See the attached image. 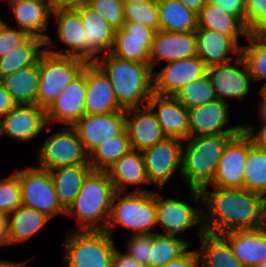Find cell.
Instances as JSON below:
<instances>
[{
	"mask_svg": "<svg viewBox=\"0 0 266 267\" xmlns=\"http://www.w3.org/2000/svg\"><path fill=\"white\" fill-rule=\"evenodd\" d=\"M227 13L237 17L245 25V0H207Z\"/></svg>",
	"mask_w": 266,
	"mask_h": 267,
	"instance_id": "c3c4849f",
	"label": "cell"
},
{
	"mask_svg": "<svg viewBox=\"0 0 266 267\" xmlns=\"http://www.w3.org/2000/svg\"><path fill=\"white\" fill-rule=\"evenodd\" d=\"M235 135H206L183 140L181 174L190 189L208 188L226 144ZM186 140L189 142L184 146Z\"/></svg>",
	"mask_w": 266,
	"mask_h": 267,
	"instance_id": "277c9868",
	"label": "cell"
},
{
	"mask_svg": "<svg viewBox=\"0 0 266 267\" xmlns=\"http://www.w3.org/2000/svg\"><path fill=\"white\" fill-rule=\"evenodd\" d=\"M197 56L195 31L155 33L150 51V65L154 71L157 63H166Z\"/></svg>",
	"mask_w": 266,
	"mask_h": 267,
	"instance_id": "603a6c76",
	"label": "cell"
},
{
	"mask_svg": "<svg viewBox=\"0 0 266 267\" xmlns=\"http://www.w3.org/2000/svg\"><path fill=\"white\" fill-rule=\"evenodd\" d=\"M126 253L144 267H149L153 234H130Z\"/></svg>",
	"mask_w": 266,
	"mask_h": 267,
	"instance_id": "f6af8a7d",
	"label": "cell"
},
{
	"mask_svg": "<svg viewBox=\"0 0 266 267\" xmlns=\"http://www.w3.org/2000/svg\"><path fill=\"white\" fill-rule=\"evenodd\" d=\"M96 64L109 78L115 98L124 110L147 106L154 94L150 64L121 59L110 52L102 55Z\"/></svg>",
	"mask_w": 266,
	"mask_h": 267,
	"instance_id": "7a4b0ae2",
	"label": "cell"
},
{
	"mask_svg": "<svg viewBox=\"0 0 266 267\" xmlns=\"http://www.w3.org/2000/svg\"><path fill=\"white\" fill-rule=\"evenodd\" d=\"M229 103L216 99L212 102L188 109L189 137L239 134L242 125L224 130V125L229 123Z\"/></svg>",
	"mask_w": 266,
	"mask_h": 267,
	"instance_id": "9a60e30c",
	"label": "cell"
},
{
	"mask_svg": "<svg viewBox=\"0 0 266 267\" xmlns=\"http://www.w3.org/2000/svg\"><path fill=\"white\" fill-rule=\"evenodd\" d=\"M252 145L251 139L243 131L226 144L217 165L215 177L210 183L213 185L212 187L244 188V168L248 149Z\"/></svg>",
	"mask_w": 266,
	"mask_h": 267,
	"instance_id": "8fae6325",
	"label": "cell"
},
{
	"mask_svg": "<svg viewBox=\"0 0 266 267\" xmlns=\"http://www.w3.org/2000/svg\"><path fill=\"white\" fill-rule=\"evenodd\" d=\"M191 242L182 236L159 234L154 232L151 241L149 267H162L181 256Z\"/></svg>",
	"mask_w": 266,
	"mask_h": 267,
	"instance_id": "74e56055",
	"label": "cell"
},
{
	"mask_svg": "<svg viewBox=\"0 0 266 267\" xmlns=\"http://www.w3.org/2000/svg\"><path fill=\"white\" fill-rule=\"evenodd\" d=\"M124 3H148V2H157V0H123Z\"/></svg>",
	"mask_w": 266,
	"mask_h": 267,
	"instance_id": "6125c7cd",
	"label": "cell"
},
{
	"mask_svg": "<svg viewBox=\"0 0 266 267\" xmlns=\"http://www.w3.org/2000/svg\"><path fill=\"white\" fill-rule=\"evenodd\" d=\"M26 264V261L17 262L0 259V267H26Z\"/></svg>",
	"mask_w": 266,
	"mask_h": 267,
	"instance_id": "91938a15",
	"label": "cell"
},
{
	"mask_svg": "<svg viewBox=\"0 0 266 267\" xmlns=\"http://www.w3.org/2000/svg\"><path fill=\"white\" fill-rule=\"evenodd\" d=\"M56 24H58L57 35L64 45L70 48L46 51L56 56L77 57L84 60L85 28L80 14L75 9H56L52 11ZM67 52V53H64Z\"/></svg>",
	"mask_w": 266,
	"mask_h": 267,
	"instance_id": "484cf974",
	"label": "cell"
},
{
	"mask_svg": "<svg viewBox=\"0 0 266 267\" xmlns=\"http://www.w3.org/2000/svg\"><path fill=\"white\" fill-rule=\"evenodd\" d=\"M17 103L0 82V119L4 117Z\"/></svg>",
	"mask_w": 266,
	"mask_h": 267,
	"instance_id": "f5cc1de1",
	"label": "cell"
},
{
	"mask_svg": "<svg viewBox=\"0 0 266 267\" xmlns=\"http://www.w3.org/2000/svg\"><path fill=\"white\" fill-rule=\"evenodd\" d=\"M91 170L90 164L63 166L49 170L58 201L65 210L74 202L85 177Z\"/></svg>",
	"mask_w": 266,
	"mask_h": 267,
	"instance_id": "4dcf8cb0",
	"label": "cell"
},
{
	"mask_svg": "<svg viewBox=\"0 0 266 267\" xmlns=\"http://www.w3.org/2000/svg\"><path fill=\"white\" fill-rule=\"evenodd\" d=\"M244 188L266 196V151L252 145L244 168Z\"/></svg>",
	"mask_w": 266,
	"mask_h": 267,
	"instance_id": "f35d334b",
	"label": "cell"
},
{
	"mask_svg": "<svg viewBox=\"0 0 266 267\" xmlns=\"http://www.w3.org/2000/svg\"><path fill=\"white\" fill-rule=\"evenodd\" d=\"M123 193L114 195L105 231L111 235L113 227L123 226L133 231L131 234H153L151 229L157 226L156 191Z\"/></svg>",
	"mask_w": 266,
	"mask_h": 267,
	"instance_id": "5b68a950",
	"label": "cell"
},
{
	"mask_svg": "<svg viewBox=\"0 0 266 267\" xmlns=\"http://www.w3.org/2000/svg\"><path fill=\"white\" fill-rule=\"evenodd\" d=\"M40 73L39 60L31 66L18 70L0 79L17 104H36Z\"/></svg>",
	"mask_w": 266,
	"mask_h": 267,
	"instance_id": "836d02e7",
	"label": "cell"
},
{
	"mask_svg": "<svg viewBox=\"0 0 266 267\" xmlns=\"http://www.w3.org/2000/svg\"><path fill=\"white\" fill-rule=\"evenodd\" d=\"M242 131L251 139L254 146L266 151V123H263L258 129L247 124H242Z\"/></svg>",
	"mask_w": 266,
	"mask_h": 267,
	"instance_id": "681fc988",
	"label": "cell"
},
{
	"mask_svg": "<svg viewBox=\"0 0 266 267\" xmlns=\"http://www.w3.org/2000/svg\"><path fill=\"white\" fill-rule=\"evenodd\" d=\"M253 33L266 42V20L261 23L254 31Z\"/></svg>",
	"mask_w": 266,
	"mask_h": 267,
	"instance_id": "680465c9",
	"label": "cell"
},
{
	"mask_svg": "<svg viewBox=\"0 0 266 267\" xmlns=\"http://www.w3.org/2000/svg\"><path fill=\"white\" fill-rule=\"evenodd\" d=\"M206 72L207 67L198 56L169 62L161 71H153L154 94L174 96L184 85Z\"/></svg>",
	"mask_w": 266,
	"mask_h": 267,
	"instance_id": "ac0fdd59",
	"label": "cell"
},
{
	"mask_svg": "<svg viewBox=\"0 0 266 267\" xmlns=\"http://www.w3.org/2000/svg\"><path fill=\"white\" fill-rule=\"evenodd\" d=\"M75 10L80 14L85 28L84 61L96 63L100 59L101 52L105 55L112 48L116 29L88 5Z\"/></svg>",
	"mask_w": 266,
	"mask_h": 267,
	"instance_id": "d6986e66",
	"label": "cell"
},
{
	"mask_svg": "<svg viewBox=\"0 0 266 267\" xmlns=\"http://www.w3.org/2000/svg\"><path fill=\"white\" fill-rule=\"evenodd\" d=\"M36 158L38 167L48 171L63 166L89 164V154L72 126L44 140Z\"/></svg>",
	"mask_w": 266,
	"mask_h": 267,
	"instance_id": "9c48e42d",
	"label": "cell"
},
{
	"mask_svg": "<svg viewBox=\"0 0 266 267\" xmlns=\"http://www.w3.org/2000/svg\"><path fill=\"white\" fill-rule=\"evenodd\" d=\"M213 188L215 192L208 191L207 187L190 189L193 201H202L210 212L206 215L203 211L205 232L222 235L234 230L261 228L263 195L245 188Z\"/></svg>",
	"mask_w": 266,
	"mask_h": 267,
	"instance_id": "6da1fadb",
	"label": "cell"
},
{
	"mask_svg": "<svg viewBox=\"0 0 266 267\" xmlns=\"http://www.w3.org/2000/svg\"><path fill=\"white\" fill-rule=\"evenodd\" d=\"M255 267H266V259Z\"/></svg>",
	"mask_w": 266,
	"mask_h": 267,
	"instance_id": "be15d7a7",
	"label": "cell"
},
{
	"mask_svg": "<svg viewBox=\"0 0 266 267\" xmlns=\"http://www.w3.org/2000/svg\"><path fill=\"white\" fill-rule=\"evenodd\" d=\"M2 135H9L18 142L37 137L47 124L45 109L36 104H17L1 119Z\"/></svg>",
	"mask_w": 266,
	"mask_h": 267,
	"instance_id": "ffe728a7",
	"label": "cell"
},
{
	"mask_svg": "<svg viewBox=\"0 0 266 267\" xmlns=\"http://www.w3.org/2000/svg\"><path fill=\"white\" fill-rule=\"evenodd\" d=\"M221 236L245 267H255L266 259V232L261 228L234 230Z\"/></svg>",
	"mask_w": 266,
	"mask_h": 267,
	"instance_id": "83f0119b",
	"label": "cell"
},
{
	"mask_svg": "<svg viewBox=\"0 0 266 267\" xmlns=\"http://www.w3.org/2000/svg\"><path fill=\"white\" fill-rule=\"evenodd\" d=\"M147 106L152 110L168 138L185 140L189 137L188 109L174 96L153 94Z\"/></svg>",
	"mask_w": 266,
	"mask_h": 267,
	"instance_id": "7402d4cb",
	"label": "cell"
},
{
	"mask_svg": "<svg viewBox=\"0 0 266 267\" xmlns=\"http://www.w3.org/2000/svg\"><path fill=\"white\" fill-rule=\"evenodd\" d=\"M198 27L214 30L220 34L229 36L240 48L239 37L247 38L250 33L237 17L209 2H206L198 13Z\"/></svg>",
	"mask_w": 266,
	"mask_h": 267,
	"instance_id": "f546056e",
	"label": "cell"
},
{
	"mask_svg": "<svg viewBox=\"0 0 266 267\" xmlns=\"http://www.w3.org/2000/svg\"><path fill=\"white\" fill-rule=\"evenodd\" d=\"M262 89L266 92V85Z\"/></svg>",
	"mask_w": 266,
	"mask_h": 267,
	"instance_id": "03108f58",
	"label": "cell"
},
{
	"mask_svg": "<svg viewBox=\"0 0 266 267\" xmlns=\"http://www.w3.org/2000/svg\"><path fill=\"white\" fill-rule=\"evenodd\" d=\"M197 250L199 267H245L233 254L229 243L221 236L204 232Z\"/></svg>",
	"mask_w": 266,
	"mask_h": 267,
	"instance_id": "e575fe53",
	"label": "cell"
},
{
	"mask_svg": "<svg viewBox=\"0 0 266 267\" xmlns=\"http://www.w3.org/2000/svg\"><path fill=\"white\" fill-rule=\"evenodd\" d=\"M125 130L130 139L131 148L139 152L167 138L148 106L125 110Z\"/></svg>",
	"mask_w": 266,
	"mask_h": 267,
	"instance_id": "44dd1931",
	"label": "cell"
},
{
	"mask_svg": "<svg viewBox=\"0 0 266 267\" xmlns=\"http://www.w3.org/2000/svg\"><path fill=\"white\" fill-rule=\"evenodd\" d=\"M116 192H125L128 185H139L133 191H148L140 184H150L146 175L142 152L131 149L106 171Z\"/></svg>",
	"mask_w": 266,
	"mask_h": 267,
	"instance_id": "f1b7e54d",
	"label": "cell"
},
{
	"mask_svg": "<svg viewBox=\"0 0 266 267\" xmlns=\"http://www.w3.org/2000/svg\"><path fill=\"white\" fill-rule=\"evenodd\" d=\"M87 93L85 114H103L124 110L117 102L109 78L96 63L86 64Z\"/></svg>",
	"mask_w": 266,
	"mask_h": 267,
	"instance_id": "cb8c5ba5",
	"label": "cell"
},
{
	"mask_svg": "<svg viewBox=\"0 0 266 267\" xmlns=\"http://www.w3.org/2000/svg\"><path fill=\"white\" fill-rule=\"evenodd\" d=\"M124 21L135 22L159 31V12L157 2L124 3Z\"/></svg>",
	"mask_w": 266,
	"mask_h": 267,
	"instance_id": "b9f144b4",
	"label": "cell"
},
{
	"mask_svg": "<svg viewBox=\"0 0 266 267\" xmlns=\"http://www.w3.org/2000/svg\"><path fill=\"white\" fill-rule=\"evenodd\" d=\"M87 93L86 65L82 73L77 76L61 94L45 110L46 120L64 123L72 126L85 115V100Z\"/></svg>",
	"mask_w": 266,
	"mask_h": 267,
	"instance_id": "e0dca14e",
	"label": "cell"
},
{
	"mask_svg": "<svg viewBox=\"0 0 266 267\" xmlns=\"http://www.w3.org/2000/svg\"><path fill=\"white\" fill-rule=\"evenodd\" d=\"M266 20V0H245V27L253 32Z\"/></svg>",
	"mask_w": 266,
	"mask_h": 267,
	"instance_id": "7dc6e473",
	"label": "cell"
},
{
	"mask_svg": "<svg viewBox=\"0 0 266 267\" xmlns=\"http://www.w3.org/2000/svg\"><path fill=\"white\" fill-rule=\"evenodd\" d=\"M21 205V188L18 174L14 172L7 178L0 179V214L7 217Z\"/></svg>",
	"mask_w": 266,
	"mask_h": 267,
	"instance_id": "7bdbcfd3",
	"label": "cell"
},
{
	"mask_svg": "<svg viewBox=\"0 0 266 267\" xmlns=\"http://www.w3.org/2000/svg\"><path fill=\"white\" fill-rule=\"evenodd\" d=\"M30 35L15 27L11 28L5 21L0 24V57L10 49L23 43Z\"/></svg>",
	"mask_w": 266,
	"mask_h": 267,
	"instance_id": "bcb514c9",
	"label": "cell"
},
{
	"mask_svg": "<svg viewBox=\"0 0 266 267\" xmlns=\"http://www.w3.org/2000/svg\"><path fill=\"white\" fill-rule=\"evenodd\" d=\"M10 244L8 239V227L6 216L0 214V246Z\"/></svg>",
	"mask_w": 266,
	"mask_h": 267,
	"instance_id": "11a10c76",
	"label": "cell"
},
{
	"mask_svg": "<svg viewBox=\"0 0 266 267\" xmlns=\"http://www.w3.org/2000/svg\"><path fill=\"white\" fill-rule=\"evenodd\" d=\"M261 229L266 232V196L263 199L262 226Z\"/></svg>",
	"mask_w": 266,
	"mask_h": 267,
	"instance_id": "94428289",
	"label": "cell"
},
{
	"mask_svg": "<svg viewBox=\"0 0 266 267\" xmlns=\"http://www.w3.org/2000/svg\"><path fill=\"white\" fill-rule=\"evenodd\" d=\"M248 44L241 46L240 55L244 58L253 81L266 80V42L250 32ZM266 85L262 86V88Z\"/></svg>",
	"mask_w": 266,
	"mask_h": 267,
	"instance_id": "60d3db41",
	"label": "cell"
},
{
	"mask_svg": "<svg viewBox=\"0 0 266 267\" xmlns=\"http://www.w3.org/2000/svg\"><path fill=\"white\" fill-rule=\"evenodd\" d=\"M174 97L187 109H191L217 99L207 72L203 76L184 85L176 92Z\"/></svg>",
	"mask_w": 266,
	"mask_h": 267,
	"instance_id": "ab89813d",
	"label": "cell"
},
{
	"mask_svg": "<svg viewBox=\"0 0 266 267\" xmlns=\"http://www.w3.org/2000/svg\"><path fill=\"white\" fill-rule=\"evenodd\" d=\"M179 1L183 3L187 8L196 12L197 14L200 12V10L207 2V0H179Z\"/></svg>",
	"mask_w": 266,
	"mask_h": 267,
	"instance_id": "9f6ffc18",
	"label": "cell"
},
{
	"mask_svg": "<svg viewBox=\"0 0 266 267\" xmlns=\"http://www.w3.org/2000/svg\"><path fill=\"white\" fill-rule=\"evenodd\" d=\"M67 234L63 251L67 267H112L116 247L107 231L72 229Z\"/></svg>",
	"mask_w": 266,
	"mask_h": 267,
	"instance_id": "8992f818",
	"label": "cell"
},
{
	"mask_svg": "<svg viewBox=\"0 0 266 267\" xmlns=\"http://www.w3.org/2000/svg\"><path fill=\"white\" fill-rule=\"evenodd\" d=\"M127 131L104 139L89 153V164L92 170L107 171L120 157L131 150Z\"/></svg>",
	"mask_w": 266,
	"mask_h": 267,
	"instance_id": "8d00e7d4",
	"label": "cell"
},
{
	"mask_svg": "<svg viewBox=\"0 0 266 267\" xmlns=\"http://www.w3.org/2000/svg\"><path fill=\"white\" fill-rule=\"evenodd\" d=\"M46 41L30 35L23 43L10 49L0 57V79L18 70L35 65L40 56L46 51L41 48Z\"/></svg>",
	"mask_w": 266,
	"mask_h": 267,
	"instance_id": "1f68e13d",
	"label": "cell"
},
{
	"mask_svg": "<svg viewBox=\"0 0 266 267\" xmlns=\"http://www.w3.org/2000/svg\"><path fill=\"white\" fill-rule=\"evenodd\" d=\"M260 93L262 98L260 99V105H259V114L261 117V121H263L262 123H266V92L261 88L260 89Z\"/></svg>",
	"mask_w": 266,
	"mask_h": 267,
	"instance_id": "6f0895ef",
	"label": "cell"
},
{
	"mask_svg": "<svg viewBox=\"0 0 266 267\" xmlns=\"http://www.w3.org/2000/svg\"><path fill=\"white\" fill-rule=\"evenodd\" d=\"M197 56L207 68L232 62V52L239 56L241 48L229 37L214 30H195Z\"/></svg>",
	"mask_w": 266,
	"mask_h": 267,
	"instance_id": "4316f807",
	"label": "cell"
},
{
	"mask_svg": "<svg viewBox=\"0 0 266 267\" xmlns=\"http://www.w3.org/2000/svg\"><path fill=\"white\" fill-rule=\"evenodd\" d=\"M233 62L235 65L230 62L207 68L217 99L226 101L227 97L243 101L249 93L250 80L253 81V78L244 58L241 55L235 56ZM239 65L243 68L240 69Z\"/></svg>",
	"mask_w": 266,
	"mask_h": 267,
	"instance_id": "5bb4252c",
	"label": "cell"
},
{
	"mask_svg": "<svg viewBox=\"0 0 266 267\" xmlns=\"http://www.w3.org/2000/svg\"><path fill=\"white\" fill-rule=\"evenodd\" d=\"M6 218L10 244L27 241L51 219L35 209L22 205Z\"/></svg>",
	"mask_w": 266,
	"mask_h": 267,
	"instance_id": "d590c367",
	"label": "cell"
},
{
	"mask_svg": "<svg viewBox=\"0 0 266 267\" xmlns=\"http://www.w3.org/2000/svg\"><path fill=\"white\" fill-rule=\"evenodd\" d=\"M21 188L22 206L35 209L50 218L66 210L58 201L56 190L48 170L28 167L16 171Z\"/></svg>",
	"mask_w": 266,
	"mask_h": 267,
	"instance_id": "ba28073f",
	"label": "cell"
},
{
	"mask_svg": "<svg viewBox=\"0 0 266 267\" xmlns=\"http://www.w3.org/2000/svg\"><path fill=\"white\" fill-rule=\"evenodd\" d=\"M0 136H2V130H1V120H0Z\"/></svg>",
	"mask_w": 266,
	"mask_h": 267,
	"instance_id": "e7e4bbea",
	"label": "cell"
},
{
	"mask_svg": "<svg viewBox=\"0 0 266 267\" xmlns=\"http://www.w3.org/2000/svg\"><path fill=\"white\" fill-rule=\"evenodd\" d=\"M52 10L56 9H76L87 5L89 0H49Z\"/></svg>",
	"mask_w": 266,
	"mask_h": 267,
	"instance_id": "db71d44e",
	"label": "cell"
},
{
	"mask_svg": "<svg viewBox=\"0 0 266 267\" xmlns=\"http://www.w3.org/2000/svg\"><path fill=\"white\" fill-rule=\"evenodd\" d=\"M116 189L106 171L91 170L66 215L77 218V230H105ZM102 221L99 224V221ZM99 224V225H96Z\"/></svg>",
	"mask_w": 266,
	"mask_h": 267,
	"instance_id": "3957f363",
	"label": "cell"
},
{
	"mask_svg": "<svg viewBox=\"0 0 266 267\" xmlns=\"http://www.w3.org/2000/svg\"><path fill=\"white\" fill-rule=\"evenodd\" d=\"M17 22V28L29 35L37 36L46 41V47H53L52 38L46 35L48 19L52 16L49 0H7Z\"/></svg>",
	"mask_w": 266,
	"mask_h": 267,
	"instance_id": "d4e9b609",
	"label": "cell"
},
{
	"mask_svg": "<svg viewBox=\"0 0 266 267\" xmlns=\"http://www.w3.org/2000/svg\"><path fill=\"white\" fill-rule=\"evenodd\" d=\"M183 140L166 138L142 152L146 175L150 184L163 188L176 170L181 173Z\"/></svg>",
	"mask_w": 266,
	"mask_h": 267,
	"instance_id": "30bf717a",
	"label": "cell"
},
{
	"mask_svg": "<svg viewBox=\"0 0 266 267\" xmlns=\"http://www.w3.org/2000/svg\"><path fill=\"white\" fill-rule=\"evenodd\" d=\"M156 192V220L162 225L165 234L176 235L200 224L199 237L205 232L203 227V208H193L183 200L165 198Z\"/></svg>",
	"mask_w": 266,
	"mask_h": 267,
	"instance_id": "7c38bea8",
	"label": "cell"
},
{
	"mask_svg": "<svg viewBox=\"0 0 266 267\" xmlns=\"http://www.w3.org/2000/svg\"><path fill=\"white\" fill-rule=\"evenodd\" d=\"M156 31L135 22H125L115 30L110 53L121 59L150 64V51Z\"/></svg>",
	"mask_w": 266,
	"mask_h": 267,
	"instance_id": "4fadbf2b",
	"label": "cell"
},
{
	"mask_svg": "<svg viewBox=\"0 0 266 267\" xmlns=\"http://www.w3.org/2000/svg\"><path fill=\"white\" fill-rule=\"evenodd\" d=\"M162 267H199L197 250L188 251L187 249L181 256L171 260Z\"/></svg>",
	"mask_w": 266,
	"mask_h": 267,
	"instance_id": "f907efd6",
	"label": "cell"
},
{
	"mask_svg": "<svg viewBox=\"0 0 266 267\" xmlns=\"http://www.w3.org/2000/svg\"><path fill=\"white\" fill-rule=\"evenodd\" d=\"M159 30L193 32L198 28V14L179 0H157Z\"/></svg>",
	"mask_w": 266,
	"mask_h": 267,
	"instance_id": "d6a6232c",
	"label": "cell"
},
{
	"mask_svg": "<svg viewBox=\"0 0 266 267\" xmlns=\"http://www.w3.org/2000/svg\"><path fill=\"white\" fill-rule=\"evenodd\" d=\"M72 127L89 154L104 139L125 131V110L103 114L83 115Z\"/></svg>",
	"mask_w": 266,
	"mask_h": 267,
	"instance_id": "2e32d148",
	"label": "cell"
},
{
	"mask_svg": "<svg viewBox=\"0 0 266 267\" xmlns=\"http://www.w3.org/2000/svg\"><path fill=\"white\" fill-rule=\"evenodd\" d=\"M87 63L77 57L56 56L45 51L39 58V85L36 105L47 109Z\"/></svg>",
	"mask_w": 266,
	"mask_h": 267,
	"instance_id": "52a82bcc",
	"label": "cell"
},
{
	"mask_svg": "<svg viewBox=\"0 0 266 267\" xmlns=\"http://www.w3.org/2000/svg\"><path fill=\"white\" fill-rule=\"evenodd\" d=\"M87 5L115 29L121 28L125 23L123 0H89Z\"/></svg>",
	"mask_w": 266,
	"mask_h": 267,
	"instance_id": "ee69618b",
	"label": "cell"
},
{
	"mask_svg": "<svg viewBox=\"0 0 266 267\" xmlns=\"http://www.w3.org/2000/svg\"><path fill=\"white\" fill-rule=\"evenodd\" d=\"M112 267H144L127 253H121L117 248L113 254Z\"/></svg>",
	"mask_w": 266,
	"mask_h": 267,
	"instance_id": "816d5d0a",
	"label": "cell"
}]
</instances>
